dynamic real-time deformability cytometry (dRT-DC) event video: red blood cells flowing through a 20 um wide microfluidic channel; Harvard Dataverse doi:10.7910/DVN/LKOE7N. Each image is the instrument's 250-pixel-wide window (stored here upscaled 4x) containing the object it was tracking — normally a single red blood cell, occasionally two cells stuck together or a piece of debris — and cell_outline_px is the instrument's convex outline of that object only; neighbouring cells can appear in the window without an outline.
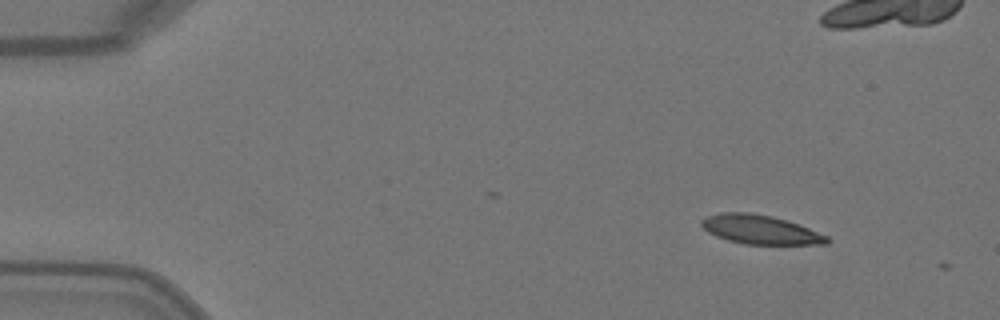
{"species": "Egyptian fruit bat (a non-hibernating species)", "species_latin": "Rousettus aegyptiacus", "temperature_condition": "warm", "stored_images_in_passage": 10, "camera_frame_rate_fps": 3000, "um_per_image_px": 0.085, "animal": {"sex": "female"}, "frame": {"image": 1, "passage_image": 1, "time_ms": 0.0, "image_size_px": [1000, 320], "cell_outline_px": [[832, 240], [828, 244], [744, 244], [728, 240], [716, 236], [708, 232], [700, 224], [700, 220], [708, 216], [720, 212], [752, 212], [772, 216], [788, 220], [828, 236]], "centroid_in_image_um": [64.63, 19.51], "position_along_channel_um": 20.4, "area_um2": 21.33}}